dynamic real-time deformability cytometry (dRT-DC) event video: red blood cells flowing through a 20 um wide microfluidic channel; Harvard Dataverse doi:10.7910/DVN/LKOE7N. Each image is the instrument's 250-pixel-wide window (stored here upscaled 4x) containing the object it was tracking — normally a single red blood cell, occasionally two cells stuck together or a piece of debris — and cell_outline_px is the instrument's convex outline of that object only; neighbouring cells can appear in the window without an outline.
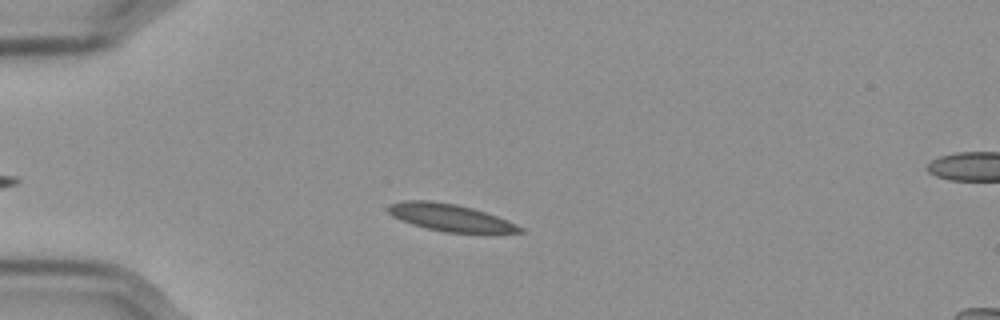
{"species": "Egyptian fruit bat (a non-hibernating species)", "species_latin": "Rousettus aegyptiacus", "temperature_condition": "cold", "stored_images_in_passage": 47, "camera_frame_rate_fps": 3000, "um_per_image_px": 0.085, "frame": {"image": 1, "passage_image": 13, "time_ms": 4.0, "image_size_px": [1000, 320], "cell_outline_px": [[524, 232], [444, 232], [412, 224], [400, 220], [392, 216], [388, 212], [388, 204], [404, 200], [432, 200], [456, 204], [472, 208], [496, 216], [516, 224], [524, 228]], "centroid_in_image_um": [38.2, 18.47], "position_along_channel_um": 46.8, "area_um2": 20.58}}
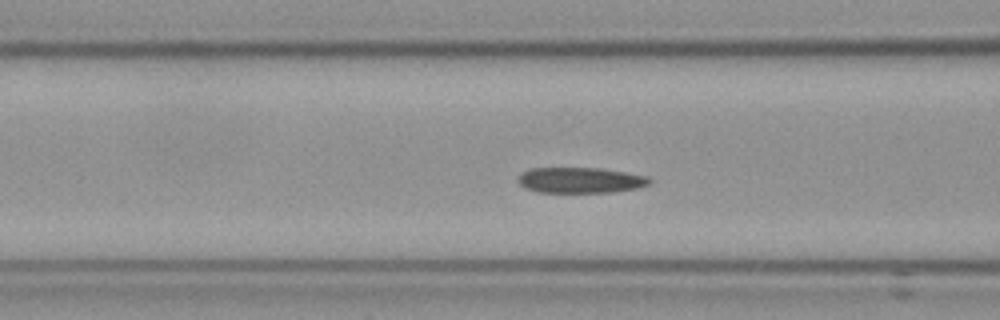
{"frame": {"image": 2, "passage_image": 21, "time_ms": 6.667, "image_size_px": [1000, 320], "cell_outline_px": [[652, 184], [636, 188], [612, 192], [536, 192], [524, 188], [516, 180], [520, 172], [532, 168], [600, 168], [648, 176], [652, 180]], "centroid_in_image_um": [49.31, 15.31], "position_along_channel_um": 117.3, "area_um2": 19.83}}
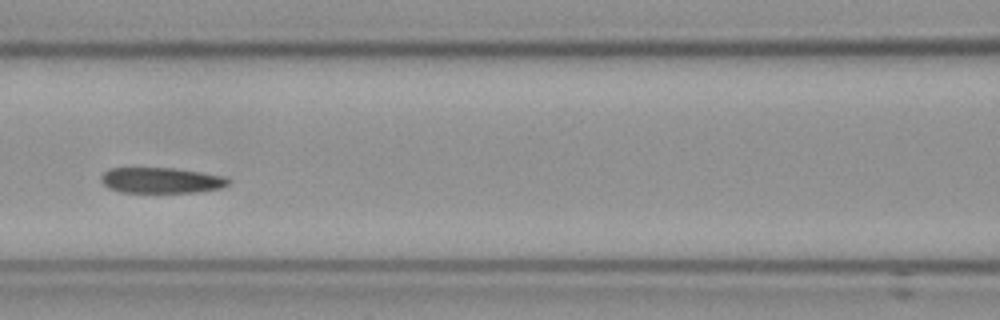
{"frame": {"image": 3, "passage_image": 24, "time_ms": 7.667, "image_size_px": [1000, 320], "cell_outline_px": [[232, 184], [224, 188], [200, 192], [120, 192], [108, 188], [100, 180], [100, 176], [108, 168], [176, 168], [224, 176], [232, 180]], "centroid_in_image_um": [13.76, 15.33], "position_along_channel_um": 152.8, "area_um2": 19.36}, "authors_computed_cell_mechanics": {"area_um2": 20.0566, "velocity_mm_per_s": 3.5342, "shape_relaxation_time_tau1_ms": null, "shape_relaxation_time_tau2_ms": 4.0343, "deformation_change_tau1": null, "deformation_change_tau2": 0.0884}}